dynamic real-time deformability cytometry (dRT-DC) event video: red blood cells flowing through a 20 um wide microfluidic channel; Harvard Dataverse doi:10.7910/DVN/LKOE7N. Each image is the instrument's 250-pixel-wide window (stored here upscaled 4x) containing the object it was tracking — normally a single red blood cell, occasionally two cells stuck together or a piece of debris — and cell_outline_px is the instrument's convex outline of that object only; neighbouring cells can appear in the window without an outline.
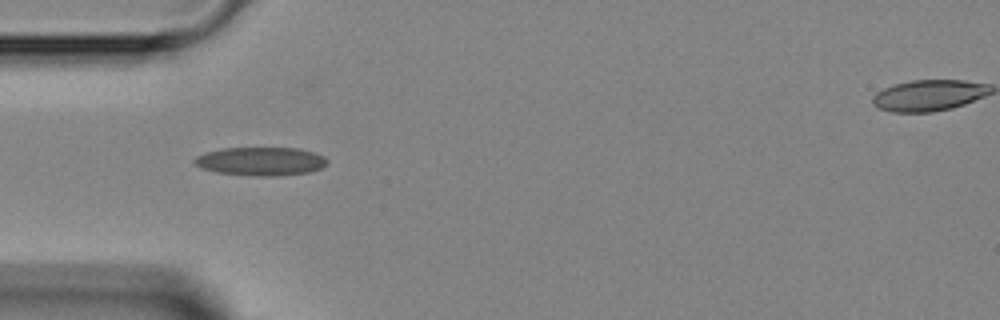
{"species": "Egyptian fruit bat (a non-hibernating species)", "species_latin": "Rousettus aegyptiacus", "temperature_condition": "room temperature", "stored_images_in_passage": 3, "camera_frame_rate_fps": 3000, "um_per_image_px": 0.085, "animal": {"sex": "female"}, "frame": {"image": 1, "passage_image": 1, "time_ms": 0.0, "image_size_px": [1000, 320], "cell_outline_px": [[328, 164], [320, 168], [308, 172], [276, 176], [252, 176], [216, 172], [200, 168], [192, 160], [196, 156], [208, 152], [224, 148], [300, 148], [324, 156], [328, 160]], "centroid_in_image_um": [22.17, 13.71], "position_along_channel_um": 62.8, "area_um2": 22.02}}
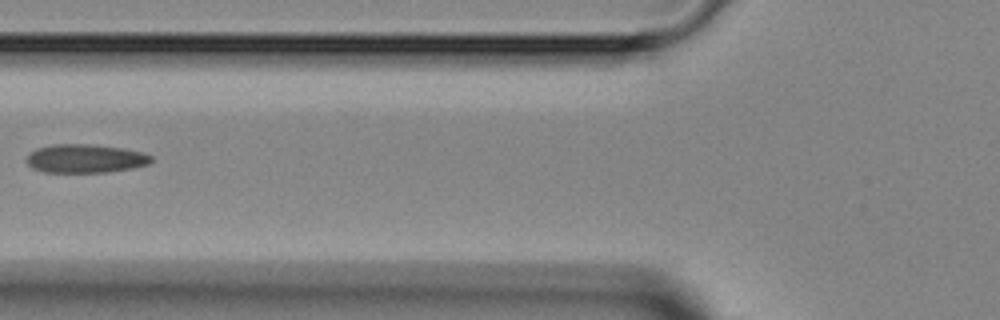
{"frame": {"image": 2, "passage_image": 2, "time_ms": 1.333, "image_size_px": [1000, 320], "cell_outline_px": [[152, 160], [148, 164], [132, 168], [108, 172], [44, 172], [32, 168], [28, 164], [28, 156], [36, 148], [52, 144], [88, 144], [120, 148], [144, 152], [152, 156]], "centroid_in_image_um": [7.26, 13.48], "position_along_channel_um": 118.5, "area_um2": 20.63}}
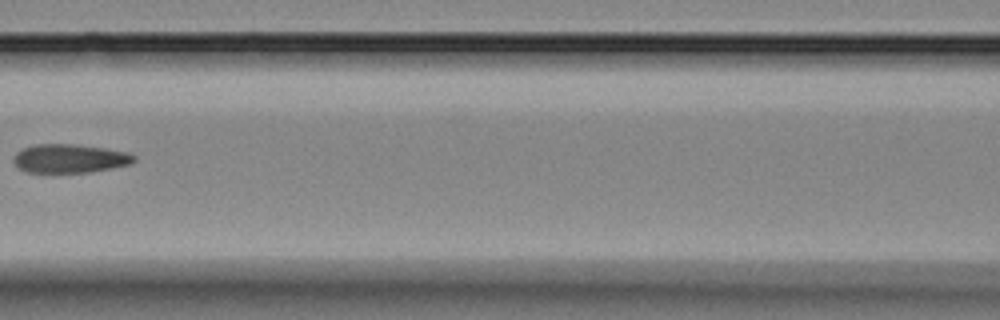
{"frame": {"image": 3, "passage_image": 3, "time_ms": 2.333, "image_size_px": [1000, 320], "cell_outline_px": [[136, 160], [132, 164], [92, 172], [28, 172], [20, 168], [12, 160], [16, 152], [24, 148], [36, 144], [76, 144], [104, 148], [128, 152], [136, 156]], "centroid_in_image_um": [5.97, 13.47], "position_along_channel_um": 160.6, "area_um2": 20.17}}